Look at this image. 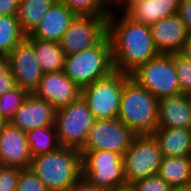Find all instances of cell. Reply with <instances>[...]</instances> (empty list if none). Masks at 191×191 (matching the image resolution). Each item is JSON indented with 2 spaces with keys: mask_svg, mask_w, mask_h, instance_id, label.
<instances>
[{
  "mask_svg": "<svg viewBox=\"0 0 191 191\" xmlns=\"http://www.w3.org/2000/svg\"><path fill=\"white\" fill-rule=\"evenodd\" d=\"M56 0H20L17 18L23 33L31 35Z\"/></svg>",
  "mask_w": 191,
  "mask_h": 191,
  "instance_id": "cell-22",
  "label": "cell"
},
{
  "mask_svg": "<svg viewBox=\"0 0 191 191\" xmlns=\"http://www.w3.org/2000/svg\"><path fill=\"white\" fill-rule=\"evenodd\" d=\"M10 71L16 86L33 93L42 79V71L36 60L33 46L25 39L9 54Z\"/></svg>",
  "mask_w": 191,
  "mask_h": 191,
  "instance_id": "cell-12",
  "label": "cell"
},
{
  "mask_svg": "<svg viewBox=\"0 0 191 191\" xmlns=\"http://www.w3.org/2000/svg\"><path fill=\"white\" fill-rule=\"evenodd\" d=\"M191 117V95L180 93L158 101L157 128H188Z\"/></svg>",
  "mask_w": 191,
  "mask_h": 191,
  "instance_id": "cell-18",
  "label": "cell"
},
{
  "mask_svg": "<svg viewBox=\"0 0 191 191\" xmlns=\"http://www.w3.org/2000/svg\"><path fill=\"white\" fill-rule=\"evenodd\" d=\"M20 0H0V16H17Z\"/></svg>",
  "mask_w": 191,
  "mask_h": 191,
  "instance_id": "cell-33",
  "label": "cell"
},
{
  "mask_svg": "<svg viewBox=\"0 0 191 191\" xmlns=\"http://www.w3.org/2000/svg\"><path fill=\"white\" fill-rule=\"evenodd\" d=\"M152 134L163 157L191 156V132L188 128H156Z\"/></svg>",
  "mask_w": 191,
  "mask_h": 191,
  "instance_id": "cell-20",
  "label": "cell"
},
{
  "mask_svg": "<svg viewBox=\"0 0 191 191\" xmlns=\"http://www.w3.org/2000/svg\"><path fill=\"white\" fill-rule=\"evenodd\" d=\"M26 135L32 157L53 152L61 147L54 125L30 130Z\"/></svg>",
  "mask_w": 191,
  "mask_h": 191,
  "instance_id": "cell-24",
  "label": "cell"
},
{
  "mask_svg": "<svg viewBox=\"0 0 191 191\" xmlns=\"http://www.w3.org/2000/svg\"><path fill=\"white\" fill-rule=\"evenodd\" d=\"M177 15L186 25L189 34H191V0L179 1Z\"/></svg>",
  "mask_w": 191,
  "mask_h": 191,
  "instance_id": "cell-32",
  "label": "cell"
},
{
  "mask_svg": "<svg viewBox=\"0 0 191 191\" xmlns=\"http://www.w3.org/2000/svg\"><path fill=\"white\" fill-rule=\"evenodd\" d=\"M152 39L159 54H177L189 32L177 14L162 18L150 26Z\"/></svg>",
  "mask_w": 191,
  "mask_h": 191,
  "instance_id": "cell-16",
  "label": "cell"
},
{
  "mask_svg": "<svg viewBox=\"0 0 191 191\" xmlns=\"http://www.w3.org/2000/svg\"><path fill=\"white\" fill-rule=\"evenodd\" d=\"M171 191H191V183L179 187H173L171 188Z\"/></svg>",
  "mask_w": 191,
  "mask_h": 191,
  "instance_id": "cell-39",
  "label": "cell"
},
{
  "mask_svg": "<svg viewBox=\"0 0 191 191\" xmlns=\"http://www.w3.org/2000/svg\"><path fill=\"white\" fill-rule=\"evenodd\" d=\"M63 71L80 89L109 76L114 66L108 35L96 46L66 55Z\"/></svg>",
  "mask_w": 191,
  "mask_h": 191,
  "instance_id": "cell-4",
  "label": "cell"
},
{
  "mask_svg": "<svg viewBox=\"0 0 191 191\" xmlns=\"http://www.w3.org/2000/svg\"><path fill=\"white\" fill-rule=\"evenodd\" d=\"M135 1V0H118L114 5L120 4L123 8H125L130 2ZM122 3V4H121Z\"/></svg>",
  "mask_w": 191,
  "mask_h": 191,
  "instance_id": "cell-40",
  "label": "cell"
},
{
  "mask_svg": "<svg viewBox=\"0 0 191 191\" xmlns=\"http://www.w3.org/2000/svg\"><path fill=\"white\" fill-rule=\"evenodd\" d=\"M112 6L115 4L118 0H107Z\"/></svg>",
  "mask_w": 191,
  "mask_h": 191,
  "instance_id": "cell-42",
  "label": "cell"
},
{
  "mask_svg": "<svg viewBox=\"0 0 191 191\" xmlns=\"http://www.w3.org/2000/svg\"><path fill=\"white\" fill-rule=\"evenodd\" d=\"M9 70L10 66L8 55L0 53V75L7 73Z\"/></svg>",
  "mask_w": 191,
  "mask_h": 191,
  "instance_id": "cell-37",
  "label": "cell"
},
{
  "mask_svg": "<svg viewBox=\"0 0 191 191\" xmlns=\"http://www.w3.org/2000/svg\"><path fill=\"white\" fill-rule=\"evenodd\" d=\"M26 40L33 46L36 60L43 74L64 69L66 55L60 43L32 38L30 35L26 36Z\"/></svg>",
  "mask_w": 191,
  "mask_h": 191,
  "instance_id": "cell-21",
  "label": "cell"
},
{
  "mask_svg": "<svg viewBox=\"0 0 191 191\" xmlns=\"http://www.w3.org/2000/svg\"><path fill=\"white\" fill-rule=\"evenodd\" d=\"M29 94L26 89L16 86L0 97V113L7 122H10Z\"/></svg>",
  "mask_w": 191,
  "mask_h": 191,
  "instance_id": "cell-27",
  "label": "cell"
},
{
  "mask_svg": "<svg viewBox=\"0 0 191 191\" xmlns=\"http://www.w3.org/2000/svg\"><path fill=\"white\" fill-rule=\"evenodd\" d=\"M76 16L65 4L56 0L30 36L59 43Z\"/></svg>",
  "mask_w": 191,
  "mask_h": 191,
  "instance_id": "cell-17",
  "label": "cell"
},
{
  "mask_svg": "<svg viewBox=\"0 0 191 191\" xmlns=\"http://www.w3.org/2000/svg\"><path fill=\"white\" fill-rule=\"evenodd\" d=\"M55 114L56 109L51 104L30 93L9 123L27 133L40 127L54 125Z\"/></svg>",
  "mask_w": 191,
  "mask_h": 191,
  "instance_id": "cell-15",
  "label": "cell"
},
{
  "mask_svg": "<svg viewBox=\"0 0 191 191\" xmlns=\"http://www.w3.org/2000/svg\"><path fill=\"white\" fill-rule=\"evenodd\" d=\"M66 191H105L92 185L86 178L81 176L72 186Z\"/></svg>",
  "mask_w": 191,
  "mask_h": 191,
  "instance_id": "cell-34",
  "label": "cell"
},
{
  "mask_svg": "<svg viewBox=\"0 0 191 191\" xmlns=\"http://www.w3.org/2000/svg\"><path fill=\"white\" fill-rule=\"evenodd\" d=\"M135 135L118 118L94 120L87 141L80 151L106 150L124 155Z\"/></svg>",
  "mask_w": 191,
  "mask_h": 191,
  "instance_id": "cell-11",
  "label": "cell"
},
{
  "mask_svg": "<svg viewBox=\"0 0 191 191\" xmlns=\"http://www.w3.org/2000/svg\"><path fill=\"white\" fill-rule=\"evenodd\" d=\"M14 87H16V81L10 70L0 75V97Z\"/></svg>",
  "mask_w": 191,
  "mask_h": 191,
  "instance_id": "cell-35",
  "label": "cell"
},
{
  "mask_svg": "<svg viewBox=\"0 0 191 191\" xmlns=\"http://www.w3.org/2000/svg\"><path fill=\"white\" fill-rule=\"evenodd\" d=\"M106 191H136V189L133 183L125 182Z\"/></svg>",
  "mask_w": 191,
  "mask_h": 191,
  "instance_id": "cell-38",
  "label": "cell"
},
{
  "mask_svg": "<svg viewBox=\"0 0 191 191\" xmlns=\"http://www.w3.org/2000/svg\"><path fill=\"white\" fill-rule=\"evenodd\" d=\"M29 168L49 191H66L82 176V154L74 148L60 147L33 157Z\"/></svg>",
  "mask_w": 191,
  "mask_h": 191,
  "instance_id": "cell-2",
  "label": "cell"
},
{
  "mask_svg": "<svg viewBox=\"0 0 191 191\" xmlns=\"http://www.w3.org/2000/svg\"><path fill=\"white\" fill-rule=\"evenodd\" d=\"M25 39L17 16H0V53L8 55Z\"/></svg>",
  "mask_w": 191,
  "mask_h": 191,
  "instance_id": "cell-25",
  "label": "cell"
},
{
  "mask_svg": "<svg viewBox=\"0 0 191 191\" xmlns=\"http://www.w3.org/2000/svg\"><path fill=\"white\" fill-rule=\"evenodd\" d=\"M188 129L191 132V117H190V120H189V127H188Z\"/></svg>",
  "mask_w": 191,
  "mask_h": 191,
  "instance_id": "cell-43",
  "label": "cell"
},
{
  "mask_svg": "<svg viewBox=\"0 0 191 191\" xmlns=\"http://www.w3.org/2000/svg\"><path fill=\"white\" fill-rule=\"evenodd\" d=\"M108 16L77 15L62 36L65 55L96 46L107 35Z\"/></svg>",
  "mask_w": 191,
  "mask_h": 191,
  "instance_id": "cell-10",
  "label": "cell"
},
{
  "mask_svg": "<svg viewBox=\"0 0 191 191\" xmlns=\"http://www.w3.org/2000/svg\"><path fill=\"white\" fill-rule=\"evenodd\" d=\"M93 122L92 112L82 96L71 104L57 109L54 126L60 146L81 150Z\"/></svg>",
  "mask_w": 191,
  "mask_h": 191,
  "instance_id": "cell-6",
  "label": "cell"
},
{
  "mask_svg": "<svg viewBox=\"0 0 191 191\" xmlns=\"http://www.w3.org/2000/svg\"><path fill=\"white\" fill-rule=\"evenodd\" d=\"M129 77V74L113 71L109 76L81 89V96L94 120L118 118L122 91Z\"/></svg>",
  "mask_w": 191,
  "mask_h": 191,
  "instance_id": "cell-5",
  "label": "cell"
},
{
  "mask_svg": "<svg viewBox=\"0 0 191 191\" xmlns=\"http://www.w3.org/2000/svg\"><path fill=\"white\" fill-rule=\"evenodd\" d=\"M22 168L0 165V191H16Z\"/></svg>",
  "mask_w": 191,
  "mask_h": 191,
  "instance_id": "cell-30",
  "label": "cell"
},
{
  "mask_svg": "<svg viewBox=\"0 0 191 191\" xmlns=\"http://www.w3.org/2000/svg\"><path fill=\"white\" fill-rule=\"evenodd\" d=\"M162 159V152L153 134L135 135L123 155L126 182L133 183L158 174Z\"/></svg>",
  "mask_w": 191,
  "mask_h": 191,
  "instance_id": "cell-8",
  "label": "cell"
},
{
  "mask_svg": "<svg viewBox=\"0 0 191 191\" xmlns=\"http://www.w3.org/2000/svg\"><path fill=\"white\" fill-rule=\"evenodd\" d=\"M117 22L114 13L107 21L114 71L133 73L138 67L159 55L152 39L150 26L134 21L122 11Z\"/></svg>",
  "mask_w": 191,
  "mask_h": 191,
  "instance_id": "cell-1",
  "label": "cell"
},
{
  "mask_svg": "<svg viewBox=\"0 0 191 191\" xmlns=\"http://www.w3.org/2000/svg\"><path fill=\"white\" fill-rule=\"evenodd\" d=\"M32 158L26 133L8 122L0 132V165L28 169Z\"/></svg>",
  "mask_w": 191,
  "mask_h": 191,
  "instance_id": "cell-14",
  "label": "cell"
},
{
  "mask_svg": "<svg viewBox=\"0 0 191 191\" xmlns=\"http://www.w3.org/2000/svg\"><path fill=\"white\" fill-rule=\"evenodd\" d=\"M130 77L158 100L181 93L173 54H159L138 67Z\"/></svg>",
  "mask_w": 191,
  "mask_h": 191,
  "instance_id": "cell-7",
  "label": "cell"
},
{
  "mask_svg": "<svg viewBox=\"0 0 191 191\" xmlns=\"http://www.w3.org/2000/svg\"><path fill=\"white\" fill-rule=\"evenodd\" d=\"M16 191H49L45 184L30 169H22L17 182Z\"/></svg>",
  "mask_w": 191,
  "mask_h": 191,
  "instance_id": "cell-29",
  "label": "cell"
},
{
  "mask_svg": "<svg viewBox=\"0 0 191 191\" xmlns=\"http://www.w3.org/2000/svg\"><path fill=\"white\" fill-rule=\"evenodd\" d=\"M33 94L45 99L57 110L77 100L81 89L62 70L44 73Z\"/></svg>",
  "mask_w": 191,
  "mask_h": 191,
  "instance_id": "cell-13",
  "label": "cell"
},
{
  "mask_svg": "<svg viewBox=\"0 0 191 191\" xmlns=\"http://www.w3.org/2000/svg\"><path fill=\"white\" fill-rule=\"evenodd\" d=\"M80 152L82 176L92 185L106 191L126 182L123 155L106 150Z\"/></svg>",
  "mask_w": 191,
  "mask_h": 191,
  "instance_id": "cell-9",
  "label": "cell"
},
{
  "mask_svg": "<svg viewBox=\"0 0 191 191\" xmlns=\"http://www.w3.org/2000/svg\"><path fill=\"white\" fill-rule=\"evenodd\" d=\"M136 191H171V186L158 174L133 182Z\"/></svg>",
  "mask_w": 191,
  "mask_h": 191,
  "instance_id": "cell-31",
  "label": "cell"
},
{
  "mask_svg": "<svg viewBox=\"0 0 191 191\" xmlns=\"http://www.w3.org/2000/svg\"><path fill=\"white\" fill-rule=\"evenodd\" d=\"M179 54L182 57L191 60V34L188 35V38L185 40Z\"/></svg>",
  "mask_w": 191,
  "mask_h": 191,
  "instance_id": "cell-36",
  "label": "cell"
},
{
  "mask_svg": "<svg viewBox=\"0 0 191 191\" xmlns=\"http://www.w3.org/2000/svg\"><path fill=\"white\" fill-rule=\"evenodd\" d=\"M181 93L191 95V60L173 54Z\"/></svg>",
  "mask_w": 191,
  "mask_h": 191,
  "instance_id": "cell-28",
  "label": "cell"
},
{
  "mask_svg": "<svg viewBox=\"0 0 191 191\" xmlns=\"http://www.w3.org/2000/svg\"><path fill=\"white\" fill-rule=\"evenodd\" d=\"M158 175L172 188L191 183V156L163 157Z\"/></svg>",
  "mask_w": 191,
  "mask_h": 191,
  "instance_id": "cell-23",
  "label": "cell"
},
{
  "mask_svg": "<svg viewBox=\"0 0 191 191\" xmlns=\"http://www.w3.org/2000/svg\"><path fill=\"white\" fill-rule=\"evenodd\" d=\"M180 0H135L122 11L132 20L151 26L165 17L177 14Z\"/></svg>",
  "mask_w": 191,
  "mask_h": 191,
  "instance_id": "cell-19",
  "label": "cell"
},
{
  "mask_svg": "<svg viewBox=\"0 0 191 191\" xmlns=\"http://www.w3.org/2000/svg\"><path fill=\"white\" fill-rule=\"evenodd\" d=\"M8 122L3 118L2 114L0 113V132L3 130L4 126L7 124Z\"/></svg>",
  "mask_w": 191,
  "mask_h": 191,
  "instance_id": "cell-41",
  "label": "cell"
},
{
  "mask_svg": "<svg viewBox=\"0 0 191 191\" xmlns=\"http://www.w3.org/2000/svg\"><path fill=\"white\" fill-rule=\"evenodd\" d=\"M158 101L129 77L122 91L118 119L136 135L152 134L158 125Z\"/></svg>",
  "mask_w": 191,
  "mask_h": 191,
  "instance_id": "cell-3",
  "label": "cell"
},
{
  "mask_svg": "<svg viewBox=\"0 0 191 191\" xmlns=\"http://www.w3.org/2000/svg\"><path fill=\"white\" fill-rule=\"evenodd\" d=\"M76 15L109 16L111 4L107 0H59Z\"/></svg>",
  "mask_w": 191,
  "mask_h": 191,
  "instance_id": "cell-26",
  "label": "cell"
}]
</instances>
